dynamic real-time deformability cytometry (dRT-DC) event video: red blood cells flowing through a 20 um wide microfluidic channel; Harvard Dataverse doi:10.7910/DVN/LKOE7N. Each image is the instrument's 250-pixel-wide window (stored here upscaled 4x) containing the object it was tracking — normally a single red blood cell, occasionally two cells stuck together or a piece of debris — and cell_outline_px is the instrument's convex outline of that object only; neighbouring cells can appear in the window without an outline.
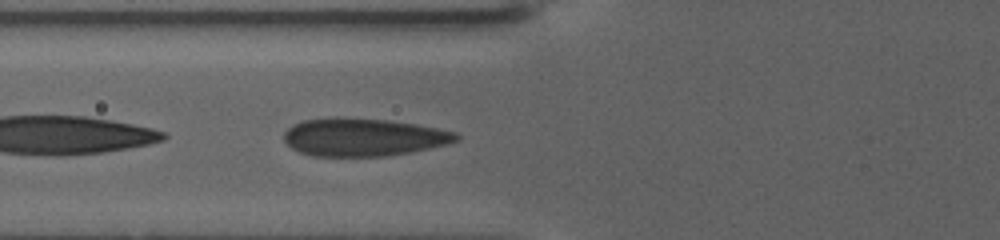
{"species": "human", "species_latin": "Homo sapiens", "temperature_condition": "warm", "stored_images_in_passage": 48, "camera_frame_rate_fps": 3000, "um_per_image_px": 0.085, "donor": {"sex": "female"}, "frame": {"image": 1, "passage_image": 4, "time_ms": 1.0, "image_size_px": [1000, 240], "cell_outline_px": [[460, 140], [448, 144], [388, 156], [312, 156], [300, 152], [292, 148], [284, 140], [284, 132], [292, 124], [304, 120], [332, 116], [336, 116], [388, 120], [436, 128], [456, 132], [460, 136]], "centroid_in_image_um": [30.85, 11.65], "position_along_channel_um": 94.9, "area_um2": 38.15}}
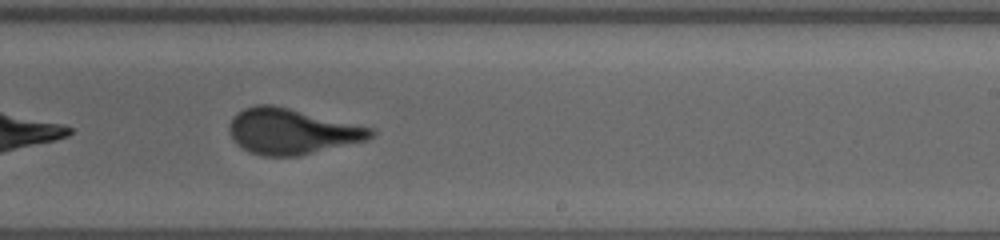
{"frame": {"image": 2, "passage_image": 22, "time_ms": 7.0, "image_size_px": [1000, 240], "cell_outline_px": [[376, 132], [368, 140], [300, 156], [264, 156], [248, 152], [236, 144], [228, 132], [228, 124], [232, 116], [244, 108], [256, 104], [272, 104], [376, 128]], "centroid_in_image_um": [24.8, 11.17], "position_along_channel_um": 264.2, "area_um2": 38.21}}
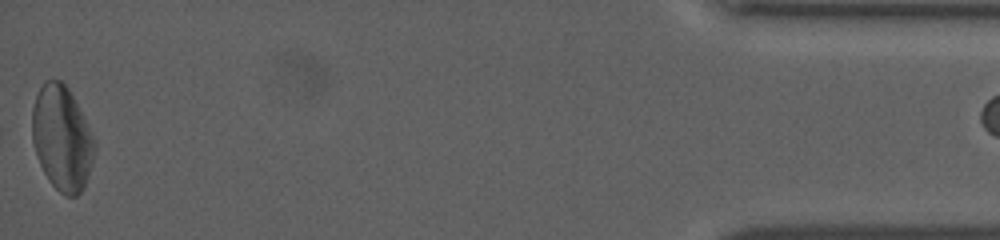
{"frame": {"image": 3, "passage_image": 48, "time_ms": 15.667, "image_size_px": [1000, 240], "cell_outline_px": [[96, 148], [88, 176], [84, 188], [76, 196], [64, 196], [48, 180], [36, 156], [32, 140], [32, 108], [36, 96], [44, 80], [60, 80], [68, 88], [96, 144]], "centroid_in_image_um": [5.24, 11.77], "position_along_channel_um": 430.0, "area_um2": 37.69}, "authors_computed_cell_mechanics": {"area_um2": 37.1943, "velocity_mm_per_s": 2.8251, "shape_relaxation_time_tau1_ms": 6.2988, "shape_relaxation_time_tau2_ms": null, "deformation_change_tau1": 0.1694, "deformation_change_tau2": null}}